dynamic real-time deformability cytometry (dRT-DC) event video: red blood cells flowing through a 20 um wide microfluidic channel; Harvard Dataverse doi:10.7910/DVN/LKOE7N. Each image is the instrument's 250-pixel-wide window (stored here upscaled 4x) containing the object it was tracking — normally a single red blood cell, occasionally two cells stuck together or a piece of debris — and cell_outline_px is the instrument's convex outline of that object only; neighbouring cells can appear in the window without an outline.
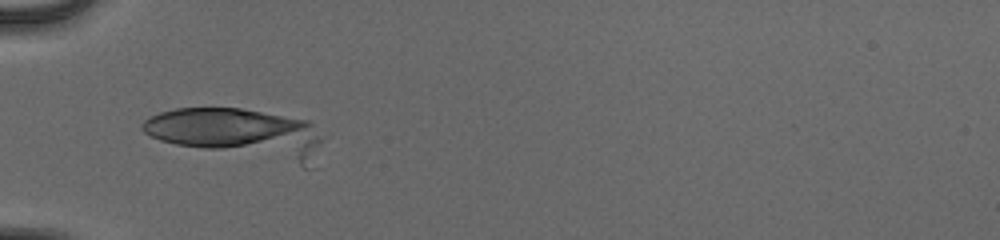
{"species": "human", "species_latin": "Homo sapiens", "temperature_condition": "cold", "stored_images_in_passage": 43, "camera_frame_rate_fps": 3000, "um_per_image_px": 0.085, "donor": {"sex": "male"}, "frame": {"image": 1, "passage_image": 21, "time_ms": 6.667, "image_size_px": [1000, 240], "cell_outline_px": [[328, 136], [308, 168], [304, 168], [176, 144], [160, 140], [144, 132], [140, 128], [140, 124], [144, 120], [160, 112], [176, 108], [240, 108], [312, 120]], "centroid_in_image_um": [20.42, 11.35], "position_along_channel_um": 64.6, "area_um2": 53.29}}